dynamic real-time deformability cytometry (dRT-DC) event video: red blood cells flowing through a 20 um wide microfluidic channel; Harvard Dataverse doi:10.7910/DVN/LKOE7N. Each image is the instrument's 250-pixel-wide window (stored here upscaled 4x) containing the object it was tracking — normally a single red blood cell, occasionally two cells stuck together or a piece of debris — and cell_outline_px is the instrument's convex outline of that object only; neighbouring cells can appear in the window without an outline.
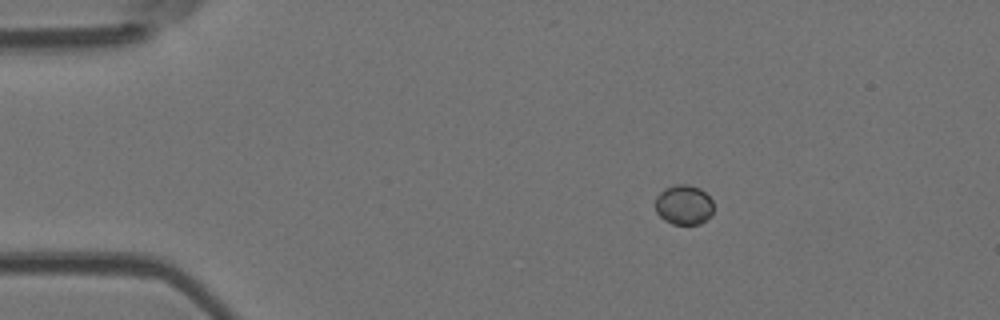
{"species": "Egyptian fruit bat (a non-hibernating species)", "species_latin": "Rousettus aegyptiacus", "temperature_condition": "room temperature", "stored_images_in_passage": 3, "camera_frame_rate_fps": 3000, "um_per_image_px": 0.085, "animal": {"sex": "female"}, "frame": {"image": 1, "passage_image": 1, "time_ms": 0.0, "image_size_px": [1000, 320], "cell_outline_px": [[712, 216], [700, 224], [672, 224], [664, 220], [656, 212], [656, 196], [664, 188], [676, 184], [688, 184], [700, 188], [712, 200]], "centroid_in_image_um": [58.12, 17.41], "position_along_channel_um": 26.9, "area_um2": 13.58}}